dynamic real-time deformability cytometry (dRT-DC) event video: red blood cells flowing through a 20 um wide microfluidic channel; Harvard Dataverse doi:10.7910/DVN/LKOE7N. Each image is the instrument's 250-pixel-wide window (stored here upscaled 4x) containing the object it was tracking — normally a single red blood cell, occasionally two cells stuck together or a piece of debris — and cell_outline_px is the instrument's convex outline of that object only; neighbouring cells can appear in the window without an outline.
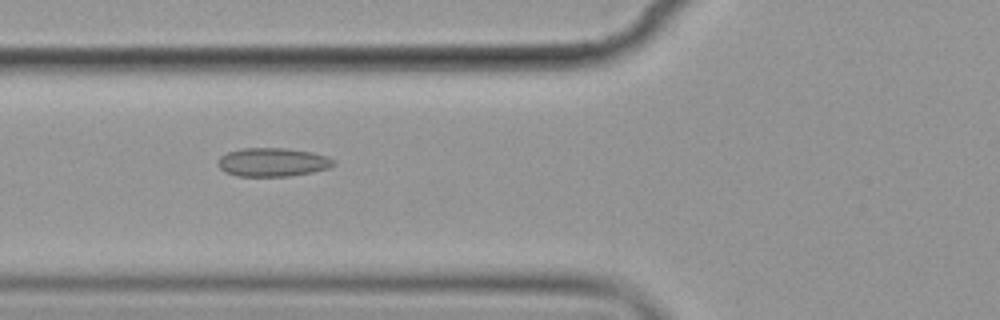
{"species": "common noctule bat (a hibernating species)", "species_latin": "Nyctalus noctula", "temperature_condition": "cold", "stored_images_in_passage": 12, "camera_frame_rate_fps": 3000, "um_per_image_px": 0.085, "animal": {"sex": "female", "body_mass_g": 19.9}, "frame": {"image": 1, "passage_image": 9, "time_ms": 10.0, "image_size_px": [1000, 320], "cell_outline_px": [[336, 164], [328, 168], [312, 172], [288, 176], [240, 176], [224, 172], [216, 164], [220, 156], [228, 152], [240, 148], [284, 148], [312, 152], [328, 156], [336, 160]], "centroid_in_image_um": [23.18, 13.78], "position_along_channel_um": 102.6, "area_um2": 19.42}}
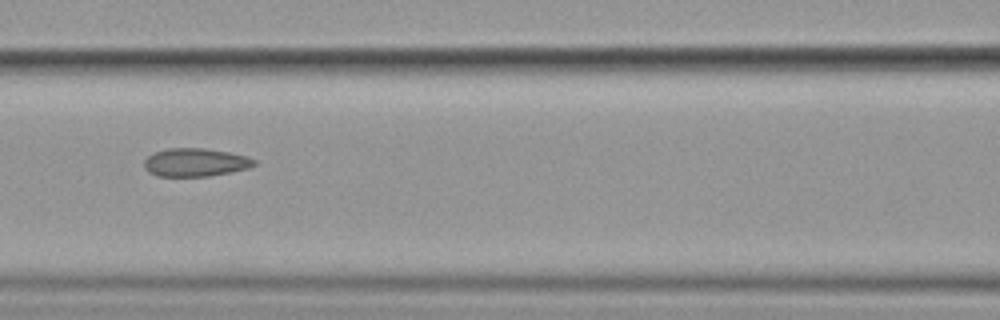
{"frame": {"image": 2, "passage_image": 10, "time_ms": 11.333, "image_size_px": [1000, 320], "cell_outline_px": [[256, 164], [248, 168], [208, 176], [156, 176], [148, 172], [144, 168], [144, 160], [148, 156], [156, 152], [168, 148], [204, 148], [228, 152], [248, 156], [256, 160]], "centroid_in_image_um": [16.59, 13.8], "position_along_channel_um": 150.0, "area_um2": 18.03}}
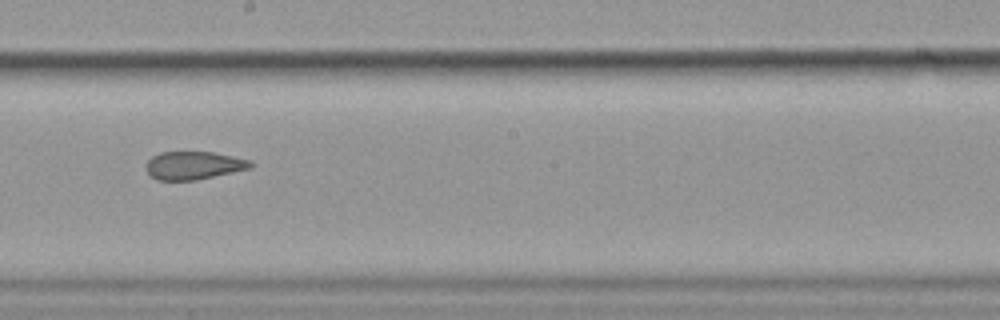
{"frame": {"image": 3, "passage_image": 12, "time_ms": 13.667, "image_size_px": [1000, 320], "cell_outline_px": [[252, 168], [196, 180], [156, 180], [144, 168], [144, 164], [152, 156], [160, 152], [212, 152], [252, 160]], "centroid_in_image_um": [16.44, 14.06], "position_along_channel_um": 231.8, "area_um2": 17.17}}